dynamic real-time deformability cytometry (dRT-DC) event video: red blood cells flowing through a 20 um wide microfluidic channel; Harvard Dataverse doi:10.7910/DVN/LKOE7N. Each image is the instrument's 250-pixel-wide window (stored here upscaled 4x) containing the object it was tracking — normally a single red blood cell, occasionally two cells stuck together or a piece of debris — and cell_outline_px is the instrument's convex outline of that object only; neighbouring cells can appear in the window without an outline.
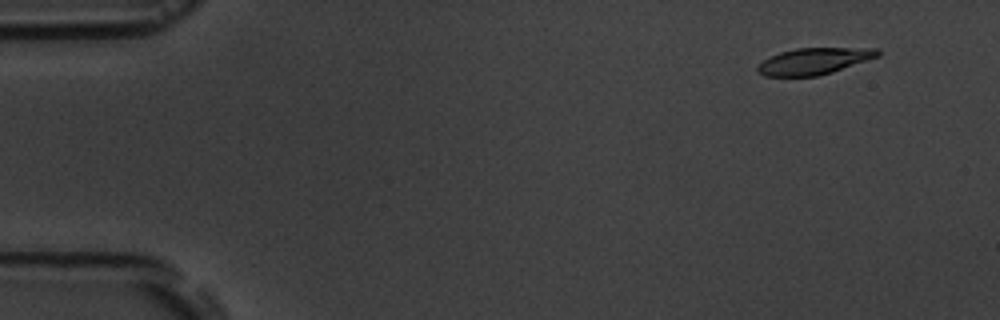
{"species": "common noctule bat (a hibernating species)", "species_latin": "Nyctalus noctula", "temperature_condition": "room temperature", "stored_images_in_passage": 5, "camera_frame_rate_fps": 3000, "um_per_image_px": 0.085, "animal": {"sex": "male", "body_mass_g": 19.5, "forearm_length_mm": 54.6}, "frame": {"image": 1, "passage_image": 2, "time_ms": 1.333, "image_size_px": [1000, 320], "cell_outline_px": [[880, 56], [832, 72], [816, 76], [764, 76], [756, 72], [756, 68], [764, 60], [780, 52], [796, 48], [880, 48]], "centroid_in_image_um": [69.21, 5.19], "position_along_channel_um": 15.8, "area_um2": 18.5}}
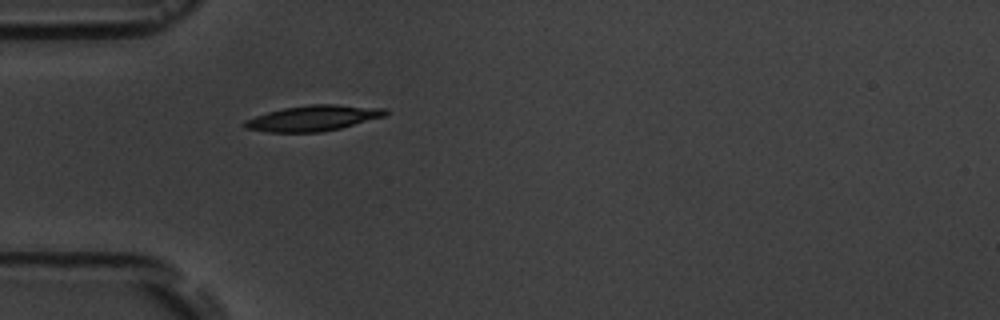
{"frame": {"image": 2, "passage_image": 5, "time_ms": 5.333, "image_size_px": [1000, 320], "cell_outline_px": [[392, 112], [384, 116], [340, 128], [320, 132], [268, 132], [244, 128], [244, 120], [268, 112], [284, 108], [308, 104], [336, 104], [388, 108]], "centroid_in_image_um": [26.67, 10.03], "position_along_channel_um": 58.3, "area_um2": 21.04}}